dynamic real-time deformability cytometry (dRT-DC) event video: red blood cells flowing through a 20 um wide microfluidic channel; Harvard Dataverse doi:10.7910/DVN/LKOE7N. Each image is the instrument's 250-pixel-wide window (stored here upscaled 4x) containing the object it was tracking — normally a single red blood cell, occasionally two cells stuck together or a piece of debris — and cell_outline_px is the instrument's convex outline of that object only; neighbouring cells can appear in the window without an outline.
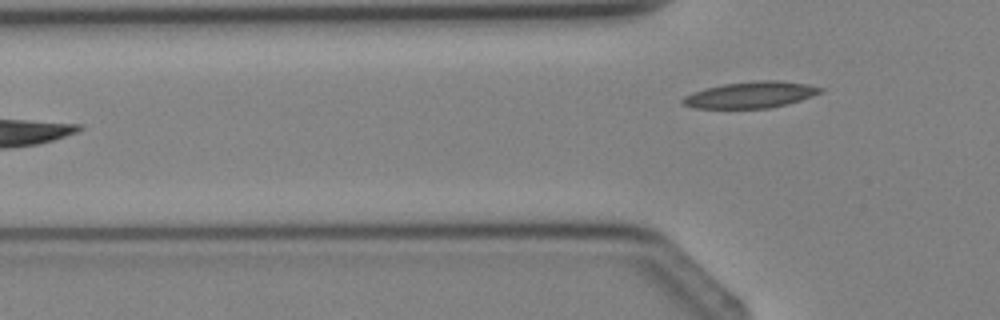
{"species": "Egyptian fruit bat (a non-hibernating species)", "species_latin": "Rousettus aegyptiacus", "temperature_condition": "cold", "stored_images_in_passage": 5, "camera_frame_rate_fps": 3000, "um_per_image_px": 0.085, "animal": {"sex": "female"}, "frame": {"image": 1, "passage_image": 5, "time_ms": 4.667, "image_size_px": [1000, 320], "cell_outline_px": [[824, 92], [800, 100], [768, 108], [692, 108], [684, 104], [680, 100], [684, 96], [692, 92], [704, 88], [724, 84], [760, 80], [776, 80], [804, 84], [824, 88]], "centroid_in_image_um": [63.77, 8.06], "position_along_channel_um": 62.0, "area_um2": 20.98}}